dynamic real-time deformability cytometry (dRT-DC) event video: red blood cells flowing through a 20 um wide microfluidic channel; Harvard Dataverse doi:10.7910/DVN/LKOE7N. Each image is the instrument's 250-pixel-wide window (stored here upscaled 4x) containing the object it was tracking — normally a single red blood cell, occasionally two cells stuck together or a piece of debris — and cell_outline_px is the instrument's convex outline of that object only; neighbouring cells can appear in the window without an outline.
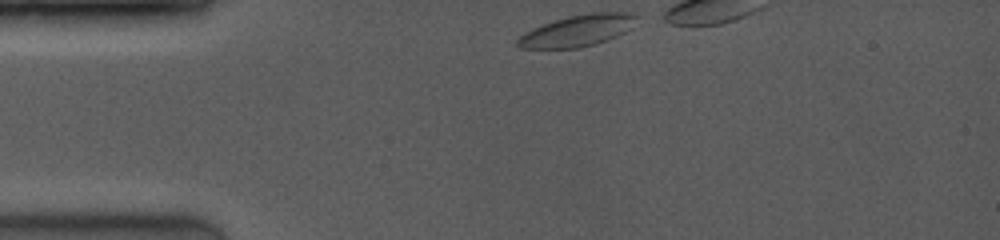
{"species": "common noctule bat (a hibernating species)", "species_latin": "Nyctalus noctula", "temperature_condition": "room temperature", "stored_images_in_passage": 15, "camera_frame_rate_fps": 4000, "um_per_image_px": 0.085, "animal": {"sex": "female", "body_mass_g": 19.0, "forearm_length_mm": 53.3}, "frame": {"image": 1, "passage_image": 1, "time_ms": 0.0, "image_size_px": [1000, 240], "cell_outline_px": [[636, 16], [632, 28], [616, 36], [596, 44], [580, 48], [520, 48], [516, 44], [516, 40], [524, 32], [532, 28], [568, 16], [588, 12], [628, 12]], "centroid_in_image_um": [49.07, 2.61], "position_along_channel_um": 35.9, "area_um2": 21.73}}